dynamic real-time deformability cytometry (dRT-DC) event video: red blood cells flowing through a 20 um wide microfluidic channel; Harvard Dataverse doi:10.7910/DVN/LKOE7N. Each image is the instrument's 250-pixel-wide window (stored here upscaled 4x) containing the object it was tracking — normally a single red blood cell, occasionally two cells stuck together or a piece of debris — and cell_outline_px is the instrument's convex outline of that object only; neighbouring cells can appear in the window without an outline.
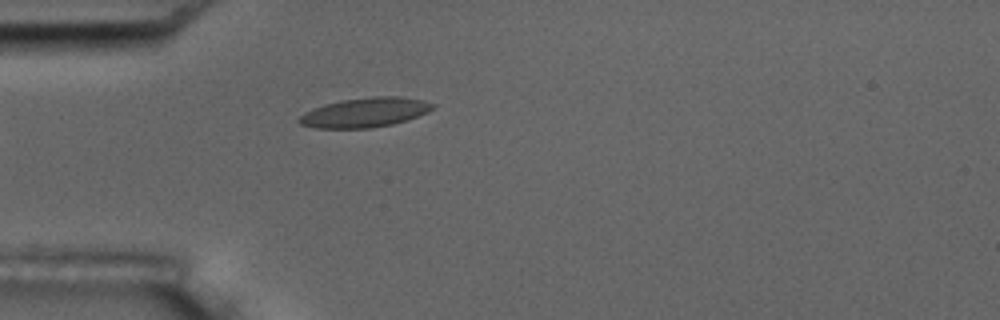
{"species": "common noctule bat (a hibernating species)", "species_latin": "Nyctalus noctula", "temperature_condition": "room temperature", "stored_images_in_passage": 5, "camera_frame_rate_fps": 3000, "um_per_image_px": 0.085, "animal": {"sex": "male", "body_mass_g": 17.5, "forearm_length_mm": 52.3}, "frame": {"image": 1, "passage_image": 5, "time_ms": 4.667, "image_size_px": [1000, 320], "cell_outline_px": [[436, 108], [428, 112], [392, 124], [368, 128], [316, 128], [300, 124], [296, 120], [304, 112], [312, 108], [324, 104], [340, 100], [372, 96], [400, 96], [424, 100], [436, 104]], "centroid_in_image_um": [31.01, 9.54], "position_along_channel_um": 54.0, "area_um2": 23.12}}